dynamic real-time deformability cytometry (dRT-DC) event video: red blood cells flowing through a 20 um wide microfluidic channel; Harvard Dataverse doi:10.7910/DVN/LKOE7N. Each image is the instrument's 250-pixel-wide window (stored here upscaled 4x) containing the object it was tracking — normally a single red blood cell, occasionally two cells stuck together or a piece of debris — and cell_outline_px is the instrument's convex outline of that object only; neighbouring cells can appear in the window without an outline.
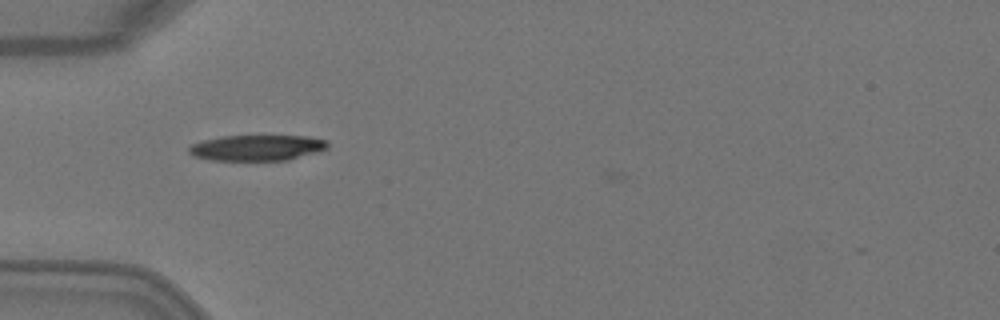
{"species": "Egyptian fruit bat (a non-hibernating species)", "species_latin": "Rousettus aegyptiacus", "temperature_condition": "warm", "stored_images_in_passage": 5, "camera_frame_rate_fps": 3000, "um_per_image_px": 0.085, "animal": {"sex": "female"}, "frame": {"image": 1, "passage_image": 3, "time_ms": 0.667, "image_size_px": [1000, 320], "cell_outline_px": [[328, 148], [320, 152], [288, 160], [208, 160], [192, 156], [188, 152], [188, 148], [192, 144], [204, 140], [220, 136], [308, 136], [328, 140]], "centroid_in_image_um": [21.87, 12.56], "position_along_channel_um": 63.1, "area_um2": 21.04}}
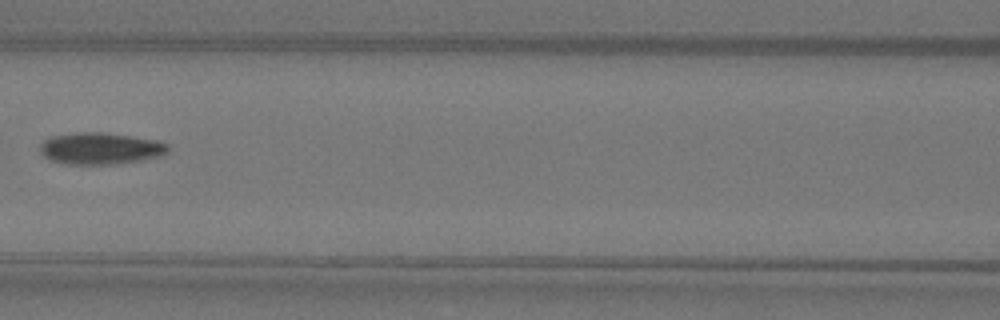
{"frame": {"image": 2, "passage_image": 5, "time_ms": 1.333, "image_size_px": [1000, 320], "cell_outline_px": [[168, 152], [160, 156], [140, 160], [116, 164], [68, 164], [52, 160], [44, 156], [40, 152], [40, 144], [48, 136], [76, 132], [104, 132], [132, 136], [156, 140], [168, 144]], "centroid_in_image_um": [8.51, 12.6], "position_along_channel_um": 158.1, "area_um2": 23.76}}